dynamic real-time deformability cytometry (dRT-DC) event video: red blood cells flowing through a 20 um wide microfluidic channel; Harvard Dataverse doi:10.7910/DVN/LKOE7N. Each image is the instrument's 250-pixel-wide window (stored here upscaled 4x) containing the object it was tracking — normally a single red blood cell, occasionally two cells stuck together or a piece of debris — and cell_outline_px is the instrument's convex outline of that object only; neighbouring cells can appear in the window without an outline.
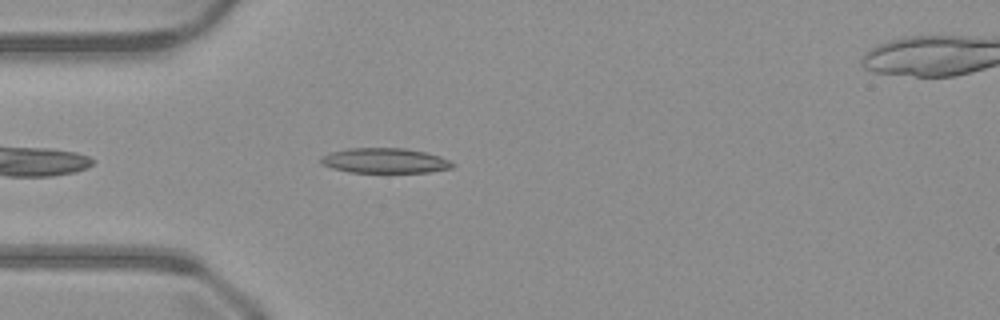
{"species": "common noctule bat (a hibernating species)", "species_latin": "Nyctalus noctula", "temperature_condition": "warm", "stored_images_in_passage": 35, "camera_frame_rate_fps": 3000, "um_per_image_px": 0.085, "animal": {"sex": "male", "body_mass_g": 23.1, "forearm_length_mm": 52.7}, "frame": {"image": 1, "passage_image": 4, "time_ms": 1.0, "image_size_px": [1000, 320], "cell_outline_px": [[456, 164], [452, 168], [428, 172], [348, 172], [332, 168], [320, 164], [320, 160], [324, 156], [332, 152], [348, 148], [404, 148], [424, 152], [440, 156]], "centroid_in_image_um": [32.72, 13.66], "position_along_channel_um": 52.3, "area_um2": 19.07}}
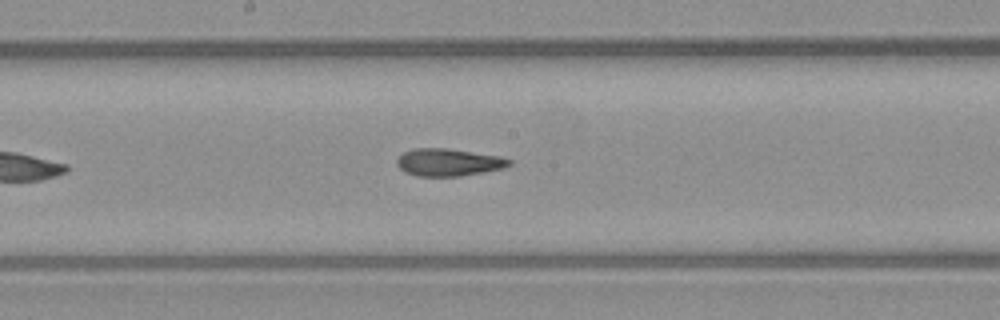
{"frame": {"image": 2, "passage_image": 16, "time_ms": 5.0, "image_size_px": [1000, 320], "cell_outline_px": [[512, 164], [504, 168], [484, 172], [460, 176], [416, 176], [404, 172], [396, 164], [396, 160], [404, 152], [412, 148], [448, 148], [500, 156], [512, 160]], "centroid_in_image_um": [38.12, 13.79], "position_along_channel_um": 210.1, "area_um2": 18.09}}
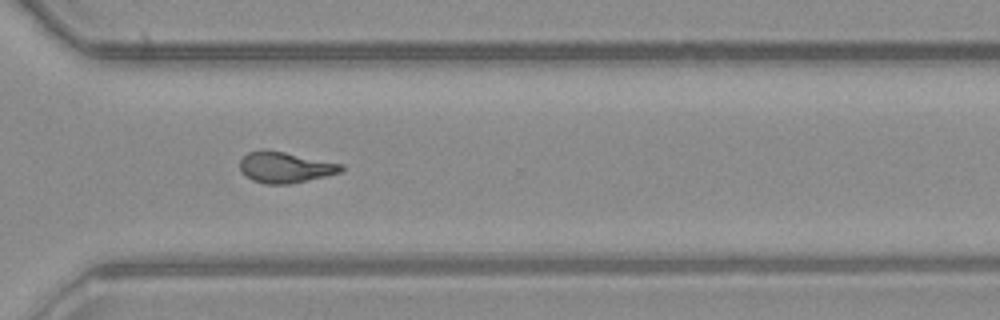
{"frame": {"image": 3, "passage_image": 26, "time_ms": 8.333, "image_size_px": [1000, 320], "cell_outline_px": [[344, 168], [340, 172], [292, 184], [264, 184], [252, 180], [244, 176], [240, 172], [240, 160], [248, 152], [260, 148], [264, 148], [344, 164]], "centroid_in_image_um": [24.18, 14.21], "position_along_channel_um": 346.4, "area_um2": 18.5}}